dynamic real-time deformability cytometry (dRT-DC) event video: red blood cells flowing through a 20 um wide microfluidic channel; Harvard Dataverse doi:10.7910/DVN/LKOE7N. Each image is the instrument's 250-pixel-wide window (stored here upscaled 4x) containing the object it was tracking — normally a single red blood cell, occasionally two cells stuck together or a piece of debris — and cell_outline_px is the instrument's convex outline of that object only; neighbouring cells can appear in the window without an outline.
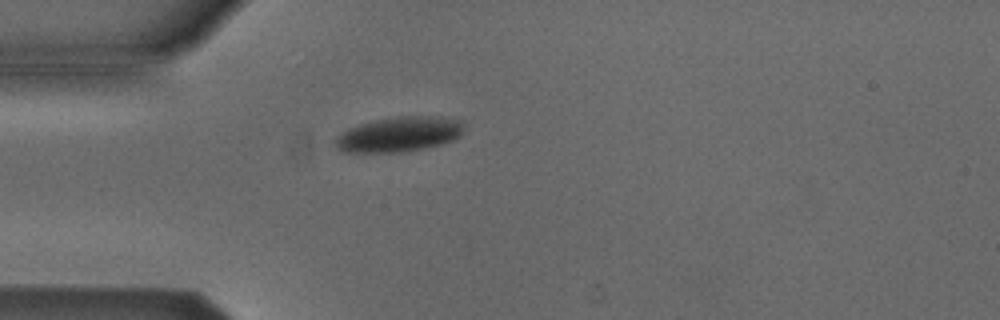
{"species": "Egyptian fruit bat (a non-hibernating species)", "species_latin": "Rousettus aegyptiacus", "temperature_condition": "cold", "stored_images_in_passage": 1, "camera_frame_rate_fps": 3000, "um_per_image_px": 0.085, "animal": {"sex": "male"}, "frame": {"image": 1, "passage_image": 1, "time_ms": 0.0, "image_size_px": [1000, 320], "cell_outline_px": [[460, 136], [452, 140], [440, 144], [424, 148], [400, 152], [340, 152], [336, 148], [332, 140], [336, 136], [348, 128], [372, 120], [396, 116], [440, 116], [460, 120]], "centroid_in_image_um": [33.82, 11.41], "position_along_channel_um": 51.2, "area_um2": 26.24}}